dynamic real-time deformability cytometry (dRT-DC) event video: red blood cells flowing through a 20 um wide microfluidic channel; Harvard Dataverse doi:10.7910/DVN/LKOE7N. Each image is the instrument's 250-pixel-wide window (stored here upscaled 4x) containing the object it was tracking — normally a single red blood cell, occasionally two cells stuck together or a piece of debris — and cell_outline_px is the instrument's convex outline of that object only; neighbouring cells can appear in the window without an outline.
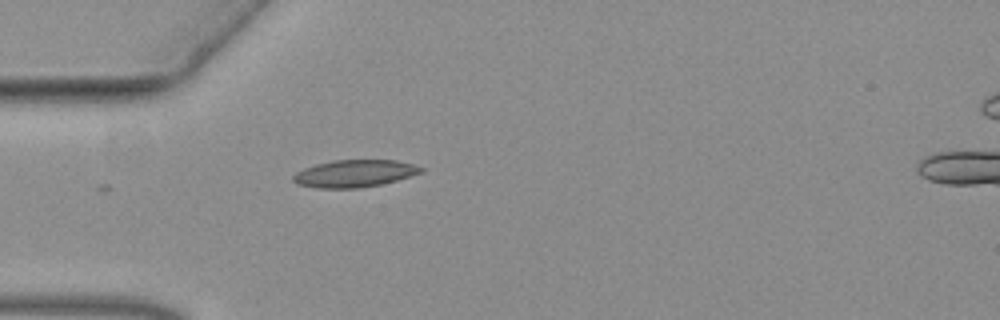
{"species": "common noctule bat (a hibernating species)", "species_latin": "Nyctalus noctula", "temperature_condition": "warm", "stored_images_in_passage": 17, "camera_frame_rate_fps": 3000, "um_per_image_px": 0.085, "animal": {"sex": "female", "body_mass_g": 19.3, "forearm_length_mm": 54.1}, "frame": {"image": 1, "passage_image": 1, "time_ms": 0.0, "image_size_px": [1000, 320], "cell_outline_px": [[424, 172], [396, 180], [380, 184], [356, 188], [316, 188], [296, 184], [292, 180], [292, 176], [296, 172], [304, 168], [316, 164], [332, 160], [396, 160], [412, 164], [424, 168]], "centroid_in_image_um": [30.1, 14.74], "position_along_channel_um": 54.9, "area_um2": 20.29}}
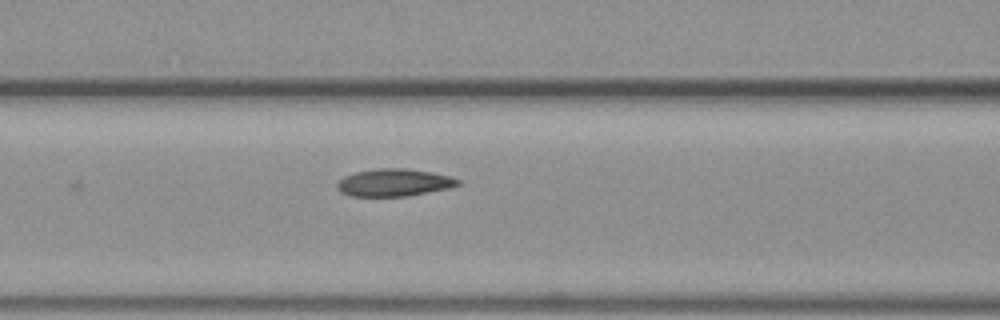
{"frame": {"image": 2, "passage_image": 8, "time_ms": 2.333, "image_size_px": [1000, 320], "cell_outline_px": [[460, 184], [452, 188], [408, 196], [352, 196], [340, 192], [336, 188], [336, 184], [344, 176], [356, 172], [376, 168], [404, 168], [432, 172], [452, 176], [460, 180]], "centroid_in_image_um": [33.52, 15.52], "position_along_channel_um": 133.1, "area_um2": 19.54}}
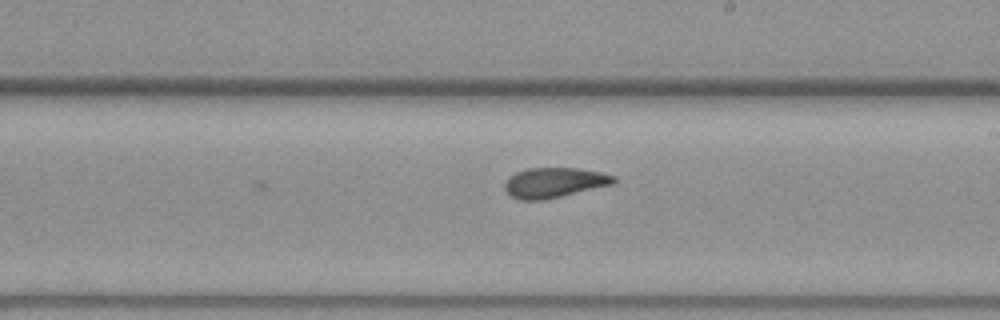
{"frame": {"image": 3, "passage_image": 17, "time_ms": 5.333, "image_size_px": [1000, 320], "cell_outline_px": [[616, 184], [544, 200], [520, 200], [512, 196], [504, 188], [504, 184], [508, 176], [516, 172], [528, 168], [576, 168], [600, 172], [616, 176]], "centroid_in_image_um": [47.13, 15.52], "position_along_channel_um": 241.9, "area_um2": 19.25}}